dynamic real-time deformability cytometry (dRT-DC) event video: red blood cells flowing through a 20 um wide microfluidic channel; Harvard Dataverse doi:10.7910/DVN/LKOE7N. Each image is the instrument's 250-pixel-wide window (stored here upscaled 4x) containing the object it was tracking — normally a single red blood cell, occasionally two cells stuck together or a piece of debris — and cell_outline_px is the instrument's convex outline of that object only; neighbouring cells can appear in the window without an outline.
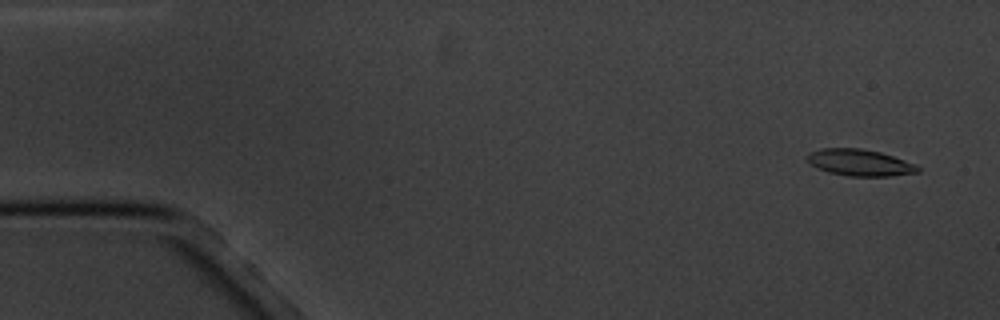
{"species": "common noctule bat (a hibernating species)", "species_latin": "Nyctalus noctula", "temperature_condition": "cold", "stored_images_in_passage": 7, "camera_frame_rate_fps": 3000, "um_per_image_px": 0.085, "animal": {"sex": "male", "body_mass_g": 20.1, "forearm_length_mm": 53.5}, "frame": {"image": 1, "passage_image": 1, "time_ms": 0.0, "image_size_px": [1000, 320], "cell_outline_px": [[920, 172], [888, 176], [848, 176], [828, 172], [816, 168], [808, 160], [808, 156], [812, 152], [820, 148], [860, 148], [880, 152], [916, 164], [920, 168]], "centroid_in_image_um": [73.1, 13.82], "position_along_channel_um": 11.9, "area_um2": 16.99}}
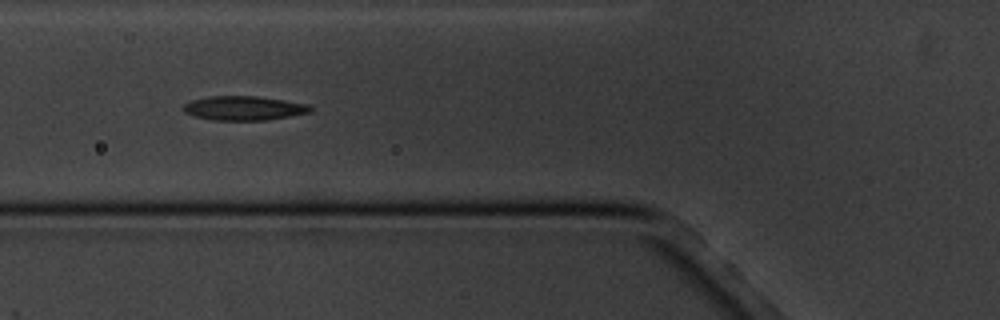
{"frame": {"image": 2, "passage_image": 6, "time_ms": 6.0, "image_size_px": [1000, 320], "cell_outline_px": [[312, 112], [264, 120], [212, 120], [196, 116], [184, 112], [184, 104], [192, 100], [208, 96], [256, 96], [284, 100], [308, 104], [312, 108]], "centroid_in_image_um": [20.73, 9.19], "position_along_channel_um": 105.1, "area_um2": 17.74}}
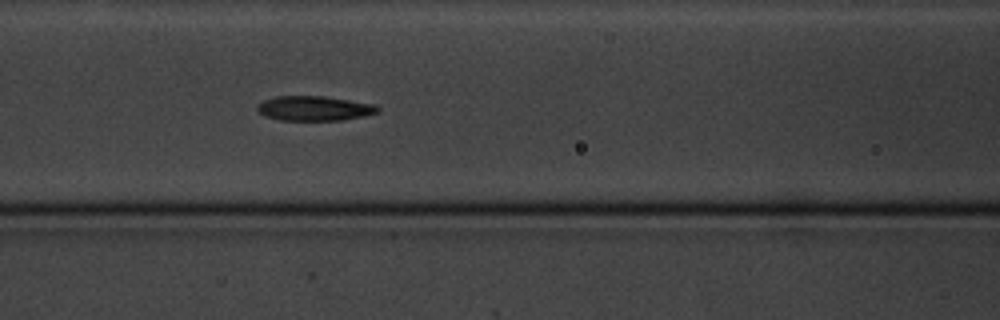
{"frame": {"image": 3, "passage_image": 7, "time_ms": 7.0, "image_size_px": [1000, 320], "cell_outline_px": [[380, 112], [364, 116], [340, 120], [280, 120], [264, 116], [256, 108], [256, 104], [264, 100], [276, 96], [324, 96], [376, 104], [380, 108]], "centroid_in_image_um": [26.73, 9.2], "position_along_channel_um": 139.9, "area_um2": 17.46}}